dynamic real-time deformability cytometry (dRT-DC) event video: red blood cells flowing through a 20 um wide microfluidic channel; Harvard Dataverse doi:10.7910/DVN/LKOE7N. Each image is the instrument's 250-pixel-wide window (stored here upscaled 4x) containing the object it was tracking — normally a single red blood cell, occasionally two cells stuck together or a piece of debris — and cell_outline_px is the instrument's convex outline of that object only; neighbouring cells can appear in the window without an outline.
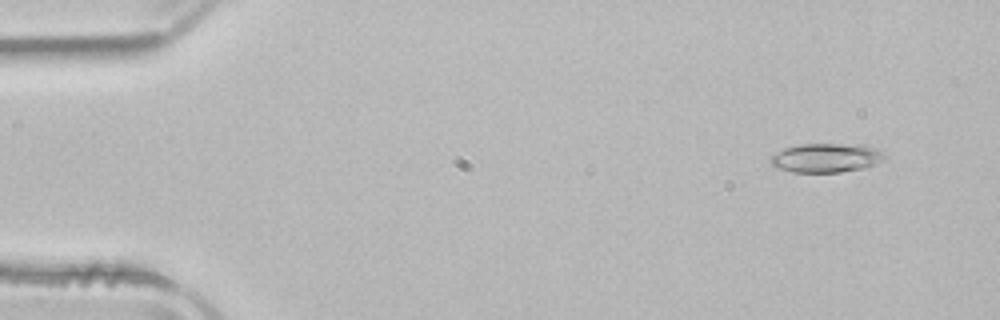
{"species": "common noctule bat (a hibernating species)", "species_latin": "Nyctalus noctula", "temperature_condition": "room temperature", "stored_images_in_passage": 52, "camera_frame_rate_fps": 3000, "um_per_image_px": 0.085, "animal": {"sex": "male", "body_mass_g": 21.5, "forearm_length_mm": 52.0}, "frame": {"image": 1, "passage_image": 4, "time_ms": 1.0, "image_size_px": [1000, 320], "cell_outline_px": [[888, 156], [884, 160], [876, 164], [864, 168], [840, 172], [792, 172], [776, 168], [768, 160], [776, 152], [784, 148], [800, 144], [864, 144], [876, 148]], "centroid_in_image_um": [70.25, 13.41], "position_along_channel_um": 14.7, "area_um2": 19.59}}
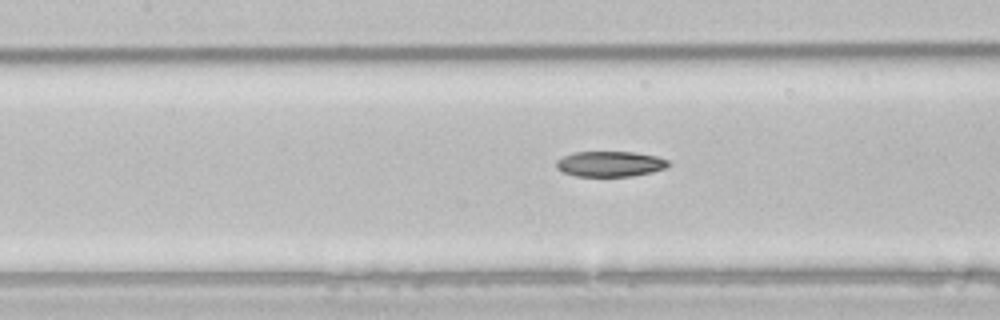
{"frame": {"image": 2, "passage_image": 23, "time_ms": 7.333, "image_size_px": [1000, 320], "cell_outline_px": [[672, 164], [664, 168], [652, 172], [632, 176], [576, 176], [564, 172], [556, 168], [556, 160], [572, 152], [636, 152], [656, 156], [668, 160]], "centroid_in_image_um": [51.86, 13.93], "position_along_channel_um": 155.5, "area_um2": 16.65}}
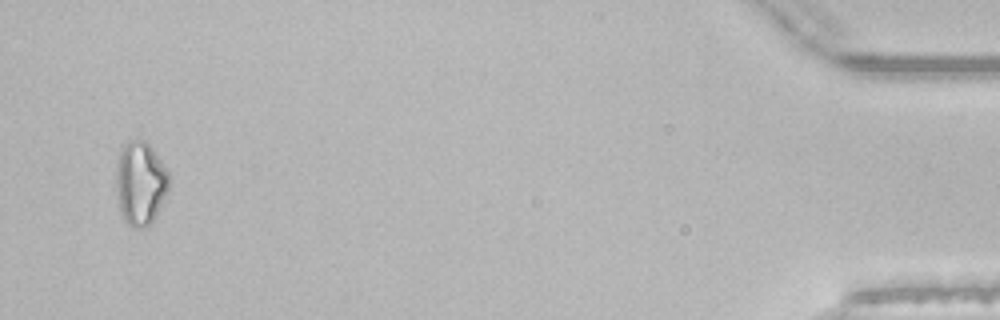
{"frame": {"image": 3, "passage_image": 50, "time_ms": 16.333, "image_size_px": [1000, 320], "cell_outline_px": [[168, 192], [152, 220], [148, 224], [140, 228], [136, 228], [128, 224], [124, 220], [120, 208], [116, 188], [116, 164], [120, 144], [128, 140], [144, 140], [152, 148], [168, 172]], "centroid_in_image_um": [11.89, 15.51], "position_along_channel_um": 423.3, "area_um2": 25.61}, "authors_computed_cell_mechanics": {"area_um2": 18.5538, "velocity_mm_per_s": 3.9252, "shape_relaxation_time_tau1_ms": 6.5645, "shape_relaxation_time_tau2_ms": null, "deformation_change_tau1": 0.1498, "deformation_change_tau2": null}}